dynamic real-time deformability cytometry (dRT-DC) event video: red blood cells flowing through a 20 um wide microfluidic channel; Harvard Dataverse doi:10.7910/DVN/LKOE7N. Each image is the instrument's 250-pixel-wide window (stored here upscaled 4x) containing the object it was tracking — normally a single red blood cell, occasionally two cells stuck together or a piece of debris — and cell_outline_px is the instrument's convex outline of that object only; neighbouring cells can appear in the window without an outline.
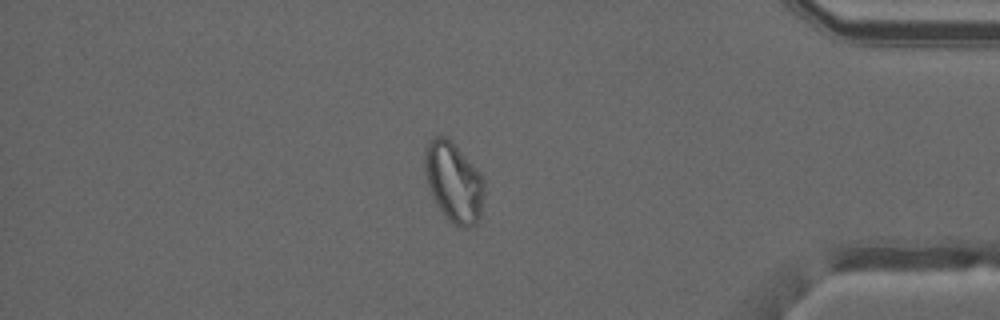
{"species": "common noctule bat (a hibernating species)", "species_latin": "Nyctalus noctula", "temperature_condition": "warm", "stored_images_in_passage": 49, "camera_frame_rate_fps": 3000, "um_per_image_px": 0.085, "animal": {"sex": "male", "forearm_length_mm": 52.5}, "frame": {"image": 1, "passage_image": 42, "time_ms": 13.667, "image_size_px": [1000, 320], "cell_outline_px": [[484, 192], [480, 216], [476, 224], [468, 228], [464, 228], [456, 224], [440, 208], [428, 184], [424, 168], [424, 152], [432, 136], [444, 136], [480, 172], [484, 180]], "centroid_in_image_um": [38.58, 15.47], "position_along_channel_um": 396.6, "area_um2": 26.76}}
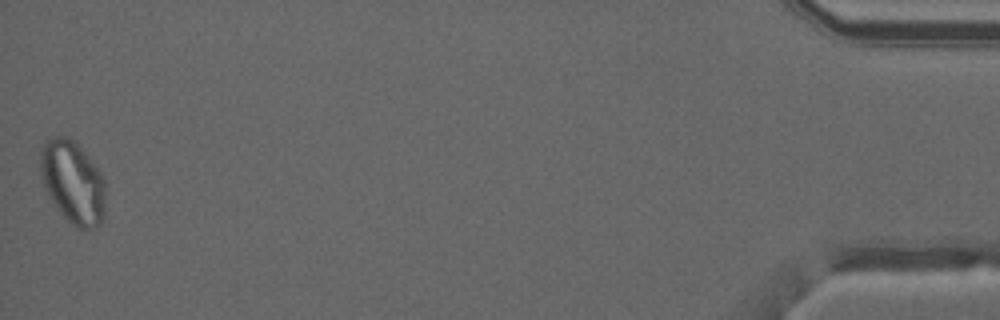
{"frame": {"image": 2, "passage_image": 49, "time_ms": 16.0, "image_size_px": [1000, 320], "cell_outline_px": [[104, 220], [100, 224], [92, 228], [76, 228], [64, 216], [48, 196], [44, 188], [40, 176], [40, 152], [44, 144], [48, 140], [56, 136], [64, 136], [72, 140], [92, 160], [100, 172], [104, 180]], "centroid_in_image_um": [6.18, 15.5], "position_along_channel_um": 429.0, "area_um2": 31.15}}